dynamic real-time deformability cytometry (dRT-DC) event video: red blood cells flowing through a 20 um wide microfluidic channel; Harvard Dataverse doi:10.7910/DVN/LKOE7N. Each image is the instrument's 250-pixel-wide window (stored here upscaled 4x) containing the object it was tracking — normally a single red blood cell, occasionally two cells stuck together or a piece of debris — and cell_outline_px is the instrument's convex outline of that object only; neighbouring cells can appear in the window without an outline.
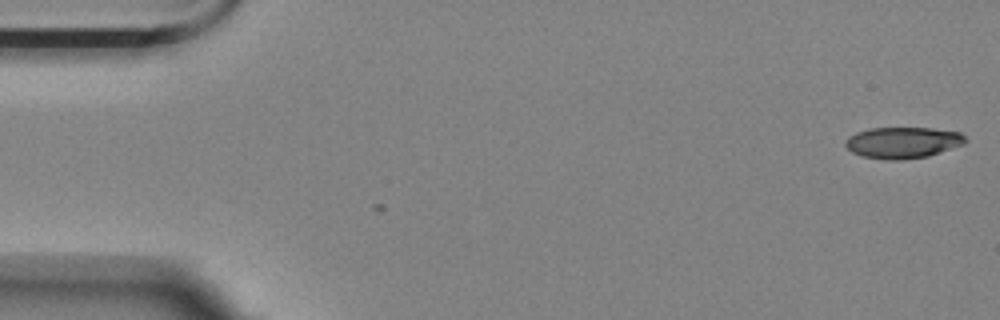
{"species": "Egyptian fruit bat (a non-hibernating species)", "species_latin": "Rousettus aegyptiacus", "temperature_condition": "room temperature", "stored_images_in_passage": 3, "camera_frame_rate_fps": 3000, "um_per_image_px": 0.085, "animal": {"sex": "female"}, "frame": {"image": 1, "passage_image": 1, "time_ms": 0.0, "image_size_px": [1000, 320], "cell_outline_px": [[968, 140], [964, 144], [928, 156], [900, 160], [884, 160], [860, 156], [852, 152], [844, 144], [848, 136], [856, 132], [868, 128], [932, 128], [960, 132]], "centroid_in_image_um": [76.72, 12.12], "position_along_channel_um": 8.3, "area_um2": 22.02}}